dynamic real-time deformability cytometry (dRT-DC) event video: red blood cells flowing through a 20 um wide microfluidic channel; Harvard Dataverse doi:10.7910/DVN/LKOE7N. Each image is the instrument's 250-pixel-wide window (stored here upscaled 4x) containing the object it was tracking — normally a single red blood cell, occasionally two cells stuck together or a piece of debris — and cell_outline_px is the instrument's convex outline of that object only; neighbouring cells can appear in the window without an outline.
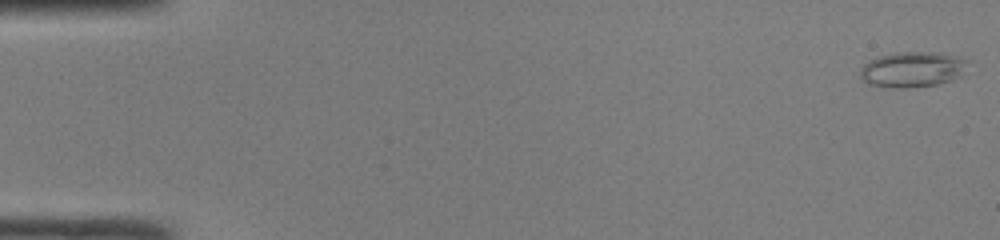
{"species": "common noctule bat (a hibernating species)", "species_latin": "Nyctalus noctula", "temperature_condition": "room temperature", "stored_images_in_passage": 48, "camera_frame_rate_fps": 3000, "um_per_image_px": 0.085, "animal": {"sex": "male", "body_mass_g": 19.0, "forearm_length_mm": 50.8}, "frame": {"image": 1, "passage_image": 1, "time_ms": 0.0, "image_size_px": [1000, 240], "cell_outline_px": [[968, 60], [960, 76], [952, 80], [940, 84], [912, 88], [892, 88], [868, 84], [860, 80], [860, 68], [868, 60], [876, 56], [892, 52], [944, 52]], "centroid_in_image_um": [77.5, 5.9], "position_along_channel_um": 7.5, "area_um2": 22.77}}
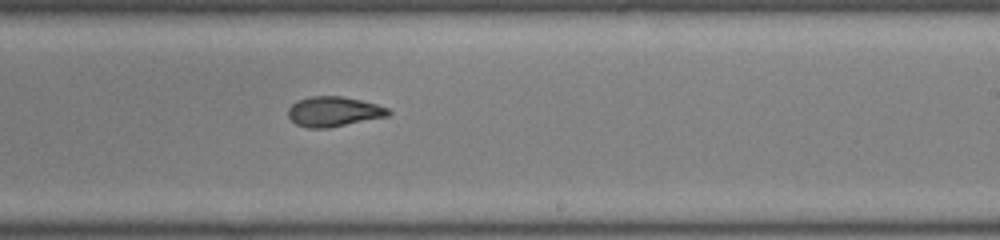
{"frame": {"image": 2, "passage_image": 30, "time_ms": 9.667, "image_size_px": [1000, 240], "cell_outline_px": [[392, 112], [388, 116], [328, 128], [308, 128], [296, 124], [288, 116], [288, 108], [292, 104], [300, 100], [312, 96], [340, 96], [360, 100], [376, 104], [388, 108]], "centroid_in_image_um": [28.37, 9.49], "position_along_channel_um": 260.6, "area_um2": 17.34}}
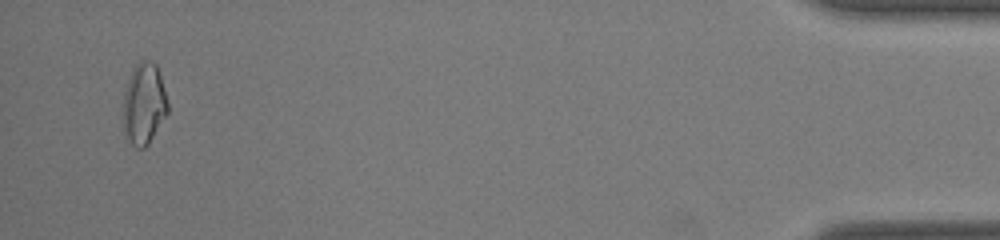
{"frame": {"image": 3, "passage_image": 47, "time_ms": 15.333, "image_size_px": [1000, 240], "cell_outline_px": [[168, 112], [148, 144], [144, 148], [136, 148], [132, 144], [124, 128], [124, 92], [128, 80], [136, 64], [140, 60], [148, 60], [156, 64], [164, 88], [168, 104]], "centroid_in_image_um": [12.25, 8.81], "position_along_channel_um": 422.9, "area_um2": 20.69}, "authors_computed_cell_mechanics": {"area_um2": 18.5249, "velocity_mm_per_s": 4.2411, "shape_relaxation_time_tau1_ms": null, "shape_relaxation_time_tau2_ms": 2.0547, "deformation_change_tau1": null, "deformation_change_tau2": 0.0858}}